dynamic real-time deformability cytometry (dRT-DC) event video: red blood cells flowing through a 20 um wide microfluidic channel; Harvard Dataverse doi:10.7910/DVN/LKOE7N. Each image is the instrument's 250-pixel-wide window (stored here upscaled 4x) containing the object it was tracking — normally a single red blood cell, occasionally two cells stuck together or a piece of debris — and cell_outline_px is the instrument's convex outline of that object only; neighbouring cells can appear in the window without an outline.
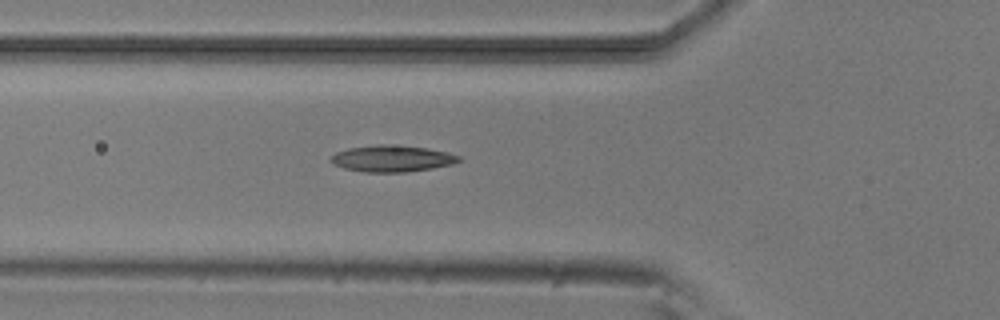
{"species": "common noctule bat (a hibernating species)", "species_latin": "Nyctalus noctula", "temperature_condition": "room temperature", "stored_images_in_passage": 5, "camera_frame_rate_fps": 3000, "um_per_image_px": 0.085, "animal": {"sex": "male", "body_mass_g": 20.5, "forearm_length_mm": 52.5}, "frame": {"image": 1, "passage_image": 5, "time_ms": 5.333, "image_size_px": [1000, 320], "cell_outline_px": [[460, 160], [452, 164], [432, 168], [404, 172], [364, 172], [344, 168], [328, 160], [336, 152], [348, 148], [376, 144], [388, 144], [428, 148], [448, 152], [460, 156]], "centroid_in_image_um": [33.31, 13.47], "position_along_channel_um": 92.5, "area_um2": 19.71}}